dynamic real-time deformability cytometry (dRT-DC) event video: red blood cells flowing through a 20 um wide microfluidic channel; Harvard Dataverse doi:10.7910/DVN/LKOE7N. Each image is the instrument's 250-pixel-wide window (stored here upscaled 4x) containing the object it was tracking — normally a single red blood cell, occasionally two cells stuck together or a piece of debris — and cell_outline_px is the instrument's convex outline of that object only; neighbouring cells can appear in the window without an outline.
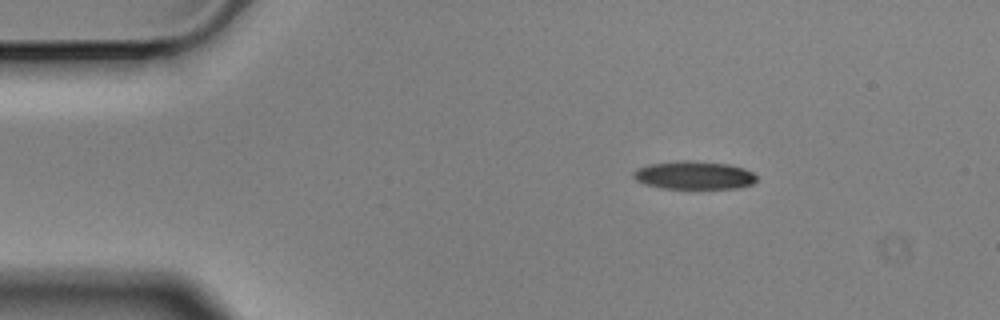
{"species": "Egyptian fruit bat (a non-hibernating species)", "species_latin": "Rousettus aegyptiacus", "temperature_condition": "cold", "stored_images_in_passage": 3, "camera_frame_rate_fps": 3000, "um_per_image_px": 0.085, "animal": {"sex": "male"}, "frame": {"image": 1, "passage_image": 1, "time_ms": 0.0, "image_size_px": [1000, 320], "cell_outline_px": [[756, 180], [752, 184], [736, 188], [660, 188], [644, 184], [636, 180], [632, 176], [632, 172], [636, 168], [648, 164], [684, 160], [728, 164], [744, 168], [752, 172], [756, 176]], "centroid_in_image_um": [58.94, 14.89], "position_along_channel_um": 26.1, "area_um2": 20.17}}